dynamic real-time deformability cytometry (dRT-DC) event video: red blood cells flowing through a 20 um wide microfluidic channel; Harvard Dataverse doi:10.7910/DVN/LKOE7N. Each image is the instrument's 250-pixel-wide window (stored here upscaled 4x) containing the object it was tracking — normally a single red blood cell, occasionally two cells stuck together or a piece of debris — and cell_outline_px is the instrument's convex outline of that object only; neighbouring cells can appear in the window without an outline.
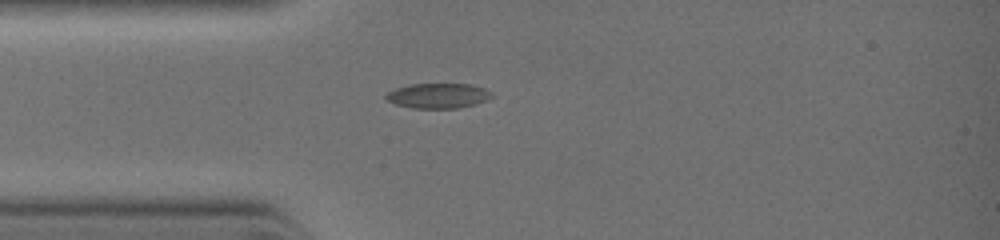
{"species": "common noctule bat (a hibernating species)", "species_latin": "Nyctalus noctula", "temperature_condition": "warm", "stored_images_in_passage": 7, "camera_frame_rate_fps": 3000, "um_per_image_px": 0.085, "animal": {"sex": "female", "body_mass_g": 19.0, "forearm_length_mm": 51.5}, "frame": {"image": 1, "passage_image": 1, "time_ms": 0.0, "image_size_px": [1000, 240], "cell_outline_px": [[496, 96], [488, 100], [476, 104], [456, 108], [412, 108], [396, 104], [384, 100], [384, 96], [388, 92], [396, 88], [408, 84], [472, 84], [484, 88], [492, 92]], "centroid_in_image_um": [37.26, 8.13], "position_along_channel_um": 47.7, "area_um2": 15.66}}
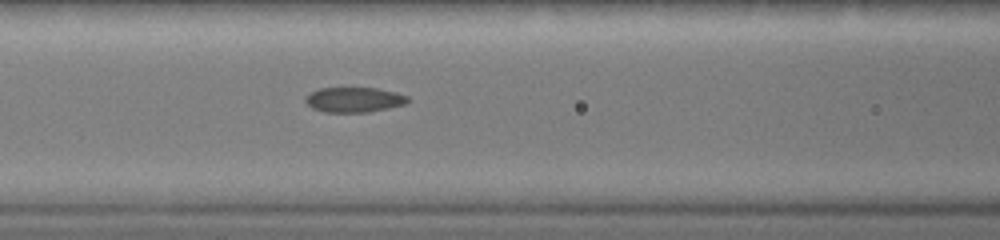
{"frame": {"image": 2, "passage_image": 5, "time_ms": 1.667, "image_size_px": [1000, 240], "cell_outline_px": [[408, 100], [404, 104], [388, 108], [368, 112], [324, 112], [312, 108], [304, 100], [304, 96], [320, 88], [376, 88], [396, 92], [408, 96]], "centroid_in_image_um": [30.07, 8.47], "position_along_channel_um": 136.5, "area_um2": 14.85}}
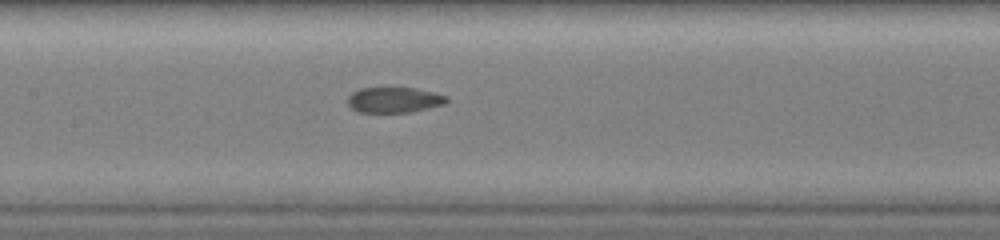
{"frame": {"image": 3, "passage_image": 7, "time_ms": 2.333, "image_size_px": [1000, 240], "cell_outline_px": [[448, 100], [444, 104], [412, 112], [360, 112], [352, 108], [348, 104], [348, 96], [352, 92], [360, 88], [416, 88], [448, 96]], "centroid_in_image_um": [33.5, 8.49], "position_along_channel_um": 173.9, "area_um2": 14.62}}